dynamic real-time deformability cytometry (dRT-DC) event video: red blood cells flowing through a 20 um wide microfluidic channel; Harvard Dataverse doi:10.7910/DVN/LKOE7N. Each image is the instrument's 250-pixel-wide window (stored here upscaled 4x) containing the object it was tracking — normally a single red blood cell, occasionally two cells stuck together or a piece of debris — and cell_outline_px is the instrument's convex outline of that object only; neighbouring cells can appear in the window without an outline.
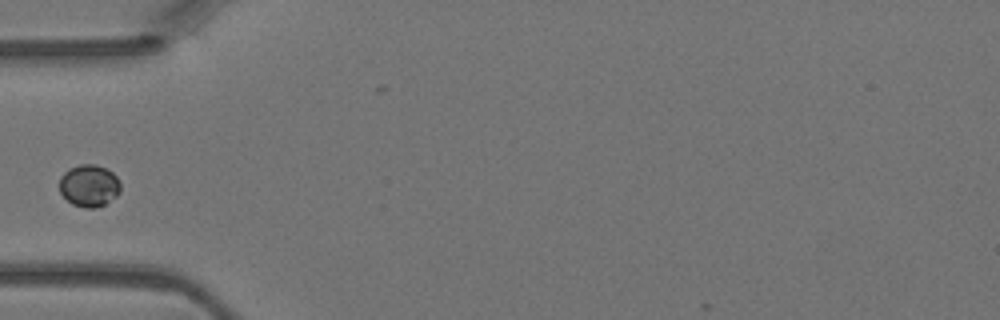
{"species": "Egyptian fruit bat (a non-hibernating species)", "species_latin": "Rousettus aegyptiacus", "temperature_condition": "warm", "stored_images_in_passage": 1, "camera_frame_rate_fps": 3000, "um_per_image_px": 0.085, "animal": {"sex": "female"}, "frame": {"image": 1, "passage_image": 1, "time_ms": 0.0, "image_size_px": [1000, 320], "cell_outline_px": [[120, 192], [116, 196], [104, 204], [96, 208], [84, 208], [72, 204], [60, 192], [60, 176], [68, 168], [80, 164], [96, 164], [112, 172], [116, 176], [120, 184]], "centroid_in_image_um": [7.56, 15.77], "position_along_channel_um": 77.4, "area_um2": 14.97}}